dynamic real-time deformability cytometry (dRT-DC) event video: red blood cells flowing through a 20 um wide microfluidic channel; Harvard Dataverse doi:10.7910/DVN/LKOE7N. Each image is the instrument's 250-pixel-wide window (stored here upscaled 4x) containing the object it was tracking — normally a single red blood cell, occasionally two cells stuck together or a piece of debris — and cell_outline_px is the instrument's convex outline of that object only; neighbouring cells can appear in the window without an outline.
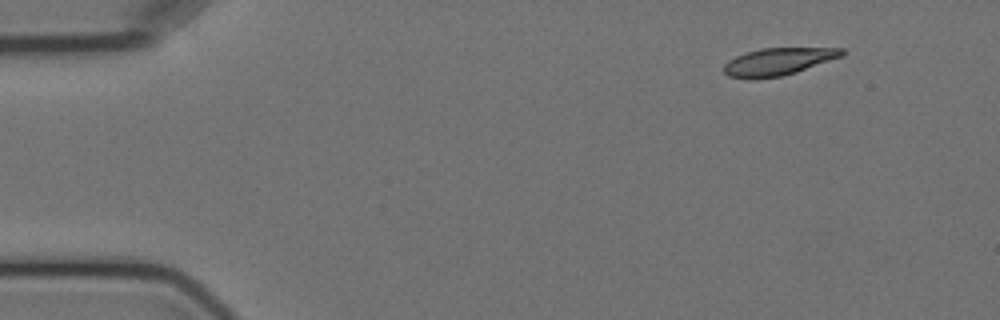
{"species": "Egyptian fruit bat (a non-hibernating species)", "species_latin": "Rousettus aegyptiacus", "temperature_condition": "cold", "stored_images_in_passage": 4, "camera_frame_rate_fps": 3000, "um_per_image_px": 0.085, "animal": {"sex": "female"}, "frame": {"image": 1, "passage_image": 1, "time_ms": 0.0, "image_size_px": [1000, 320], "cell_outline_px": [[848, 52], [844, 56], [796, 72], [780, 76], [756, 80], [752, 80], [728, 76], [724, 72], [724, 64], [728, 60], [736, 56], [760, 48], [844, 48]], "centroid_in_image_um": [66.17, 5.24], "position_along_channel_um": 18.8, "area_um2": 19.07}}
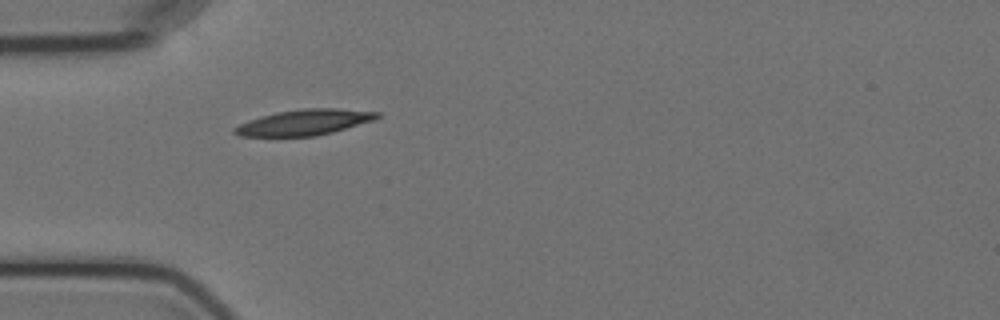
{"frame": {"image": 2, "passage_image": 4, "time_ms": 3.667, "image_size_px": [1000, 320], "cell_outline_px": [[380, 116], [372, 120], [332, 132], [316, 136], [240, 136], [232, 132], [232, 128], [240, 124], [260, 116], [276, 112], [304, 108], [336, 108], [380, 112]], "centroid_in_image_um": [25.83, 10.39], "position_along_channel_um": 59.2, "area_um2": 21.15}}